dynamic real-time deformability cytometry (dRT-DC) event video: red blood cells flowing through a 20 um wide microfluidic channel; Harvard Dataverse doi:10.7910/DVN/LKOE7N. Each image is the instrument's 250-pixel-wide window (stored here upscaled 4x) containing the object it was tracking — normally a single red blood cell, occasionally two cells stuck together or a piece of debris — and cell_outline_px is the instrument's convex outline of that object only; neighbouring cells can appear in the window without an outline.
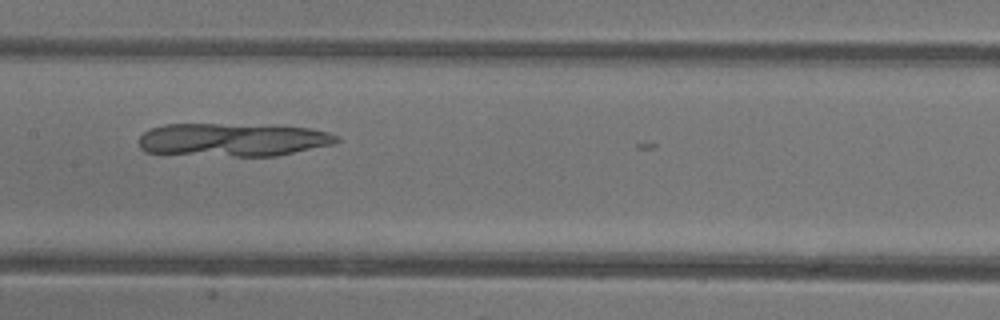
{"species": "common noctule bat (a hibernating species)", "species_latin": "Nyctalus noctula", "temperature_condition": "warm", "stored_images_in_passage": 15, "camera_frame_rate_fps": 3000, "um_per_image_px": 0.085, "animal": {"sex": "female"}, "frame": {"image": 1, "passage_image": 14, "time_ms": 4.333, "image_size_px": [1000, 320], "cell_outline_px": [[340, 140], [332, 144], [276, 156], [236, 156], [144, 152], [140, 148], [140, 136], [144, 132], [152, 128], [164, 124], [216, 124], [312, 128], [328, 132], [340, 136]], "centroid_in_image_um": [19.79, 11.88], "position_along_channel_um": 187.6, "area_um2": 37.74}}